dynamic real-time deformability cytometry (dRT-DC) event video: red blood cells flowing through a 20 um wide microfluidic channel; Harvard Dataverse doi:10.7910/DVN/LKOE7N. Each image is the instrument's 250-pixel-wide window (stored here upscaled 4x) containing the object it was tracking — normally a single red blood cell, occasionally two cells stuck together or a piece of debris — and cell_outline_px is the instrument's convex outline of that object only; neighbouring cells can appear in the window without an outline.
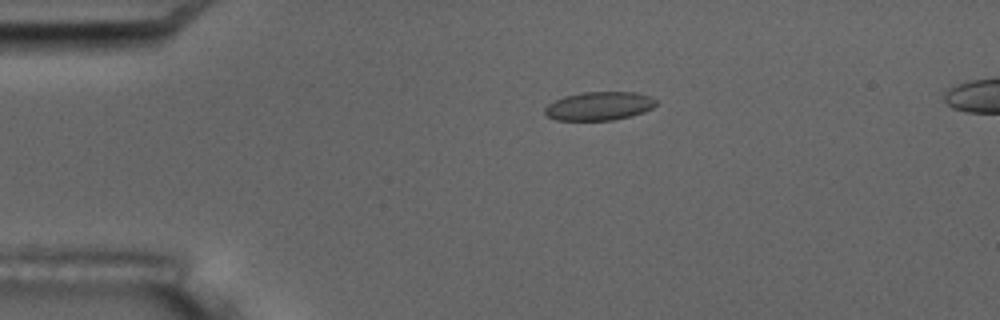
{"species": "common noctule bat (a hibernating species)", "species_latin": "Nyctalus noctula", "temperature_condition": "room temperature", "stored_images_in_passage": 7, "camera_frame_rate_fps": 3000, "um_per_image_px": 0.085, "animal": {"sex": "male", "body_mass_g": 17.5, "forearm_length_mm": 52.3}, "frame": {"image": 1, "passage_image": 4, "time_ms": 3.667, "image_size_px": [1000, 320], "cell_outline_px": [[656, 104], [652, 108], [644, 112], [632, 116], [612, 120], [556, 120], [548, 116], [544, 112], [544, 108], [548, 104], [564, 96], [580, 92], [636, 92], [652, 96], [656, 100]], "centroid_in_image_um": [50.95, 9.0], "position_along_channel_um": 34.1, "area_um2": 18.61}}